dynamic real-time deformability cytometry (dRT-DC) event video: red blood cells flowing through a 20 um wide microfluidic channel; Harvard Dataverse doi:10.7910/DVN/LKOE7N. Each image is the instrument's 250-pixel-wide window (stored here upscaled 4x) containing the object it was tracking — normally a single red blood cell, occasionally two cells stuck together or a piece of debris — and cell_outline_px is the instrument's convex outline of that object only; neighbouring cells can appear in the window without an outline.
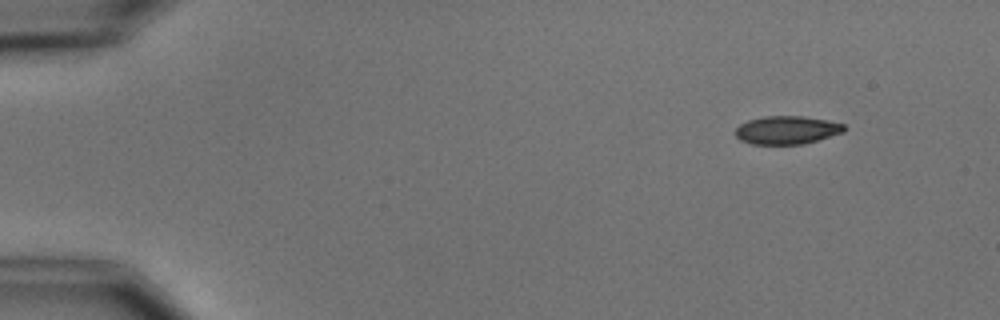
{"species": "common noctule bat (a hibernating species)", "species_latin": "Nyctalus noctula", "temperature_condition": "cold", "stored_images_in_passage": 5, "camera_frame_rate_fps": 3000, "um_per_image_px": 0.085, "animal": {"sex": "male", "body_mass_g": 15.6}, "frame": {"image": 1, "passage_image": 1, "time_ms": 0.0, "image_size_px": [1000, 320], "cell_outline_px": [[844, 132], [804, 144], [752, 144], [740, 140], [736, 136], [736, 128], [740, 124], [748, 120], [764, 116], [804, 116], [828, 120], [844, 124]], "centroid_in_image_um": [66.88, 11.05], "position_along_channel_um": 18.1, "area_um2": 17.86}}
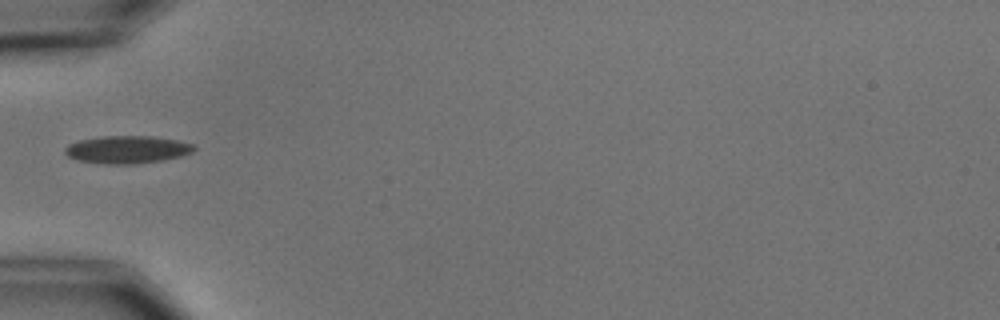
{"frame": {"image": 2, "passage_image": 4, "time_ms": 4.333, "image_size_px": [1000, 320], "cell_outline_px": [[196, 148], [192, 152], [180, 156], [164, 160], [136, 164], [108, 164], [80, 160], [68, 156], [64, 152], [64, 148], [68, 144], [80, 140], [104, 136], [152, 136], [176, 140], [192, 144]], "centroid_in_image_um": [10.81, 12.71], "position_along_channel_um": 74.2, "area_um2": 20.63}}